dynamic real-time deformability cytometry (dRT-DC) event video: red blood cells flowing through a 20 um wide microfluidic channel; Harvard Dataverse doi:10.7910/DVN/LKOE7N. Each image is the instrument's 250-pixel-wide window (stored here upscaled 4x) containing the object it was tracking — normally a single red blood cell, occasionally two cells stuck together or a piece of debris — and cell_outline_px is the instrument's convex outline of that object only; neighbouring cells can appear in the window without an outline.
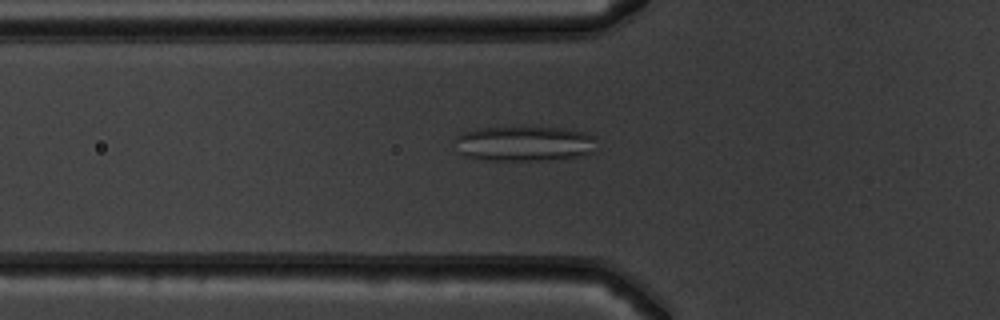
{"species": "common noctule bat (a hibernating species)", "species_latin": "Nyctalus noctula", "temperature_condition": "warm", "stored_images_in_passage": 44, "camera_frame_rate_fps": 3000, "um_per_image_px": 0.085, "animal": {"sex": "male", "body_mass_g": 19.5, "forearm_length_mm": 54.6}, "frame": {"image": 1, "passage_image": 11, "time_ms": 3.333, "image_size_px": [1000, 320], "cell_outline_px": [[596, 152], [580, 156], [540, 160], [484, 160], [464, 156], [456, 152], [456, 136], [464, 132], [476, 128], [564, 128], [584, 132], [596, 136]], "centroid_in_image_um": [44.58, 12.22], "position_along_channel_um": 81.2, "area_um2": 29.13}}
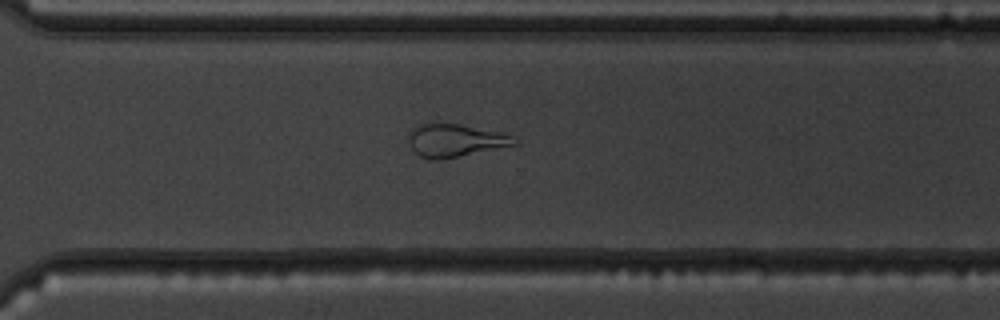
{"frame": {"image": 2, "passage_image": 30, "time_ms": 9.667, "image_size_px": [1000, 320], "cell_outline_px": [[516, 144], [440, 160], [432, 160], [420, 156], [412, 148], [408, 140], [408, 136], [412, 128], [416, 124], [460, 124], [504, 132], [512, 136]], "centroid_in_image_um": [38.66, 11.93], "position_along_channel_um": 331.9, "area_um2": 20.0}}
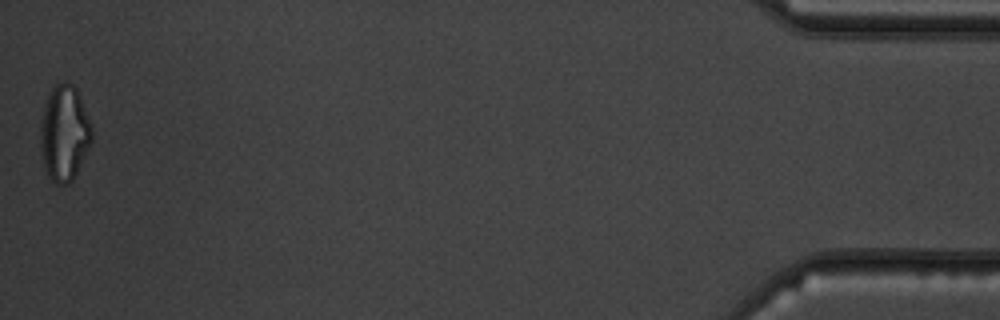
{"frame": {"image": 3, "passage_image": 44, "time_ms": 14.333, "image_size_px": [1000, 320], "cell_outline_px": [[92, 140], [72, 180], [68, 184], [56, 184], [48, 176], [44, 168], [40, 144], [40, 120], [44, 104], [52, 88], [56, 84], [64, 80], [72, 84], [76, 88], [80, 96], [92, 124]], "centroid_in_image_um": [5.45, 11.28], "position_along_channel_um": 429.7, "area_um2": 28.78}, "authors_computed_cell_mechanics": {"area_um2": 25.6921, "velocity_mm_per_s": 3.9612, "shape_relaxation_time_tau1_ms": null, "shape_relaxation_time_tau2_ms": 1.5865, "deformation_change_tau1": null, "deformation_change_tau2": 0.1109}}